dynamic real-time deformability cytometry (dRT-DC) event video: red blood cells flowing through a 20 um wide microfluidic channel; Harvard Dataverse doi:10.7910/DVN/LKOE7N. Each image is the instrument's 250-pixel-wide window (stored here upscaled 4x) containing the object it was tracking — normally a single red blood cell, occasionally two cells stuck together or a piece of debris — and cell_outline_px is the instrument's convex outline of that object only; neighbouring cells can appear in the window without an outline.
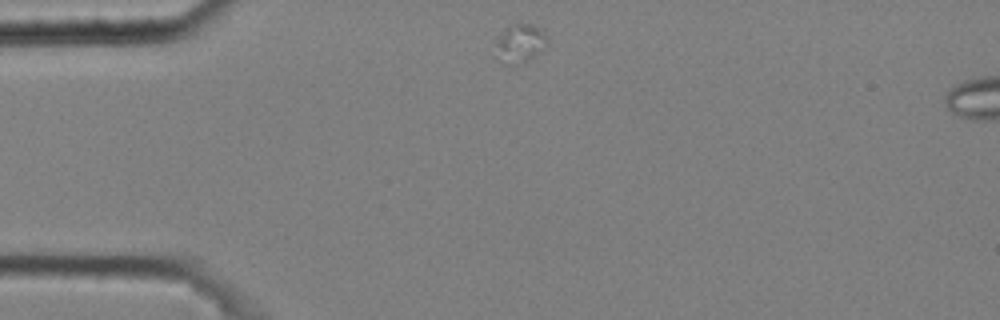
{"species": "common noctule bat (a hibernating species)", "species_latin": "Nyctalus noctula", "temperature_condition": "cold", "stored_images_in_passage": 5, "camera_frame_rate_fps": 3000, "um_per_image_px": 0.085, "animal": {"sex": "male", "body_mass_g": 20.4}, "frame": {"image": 1, "passage_image": 1, "time_ms": 0.0, "image_size_px": [1000, 320], "cell_outline_px": [[548, 44], [540, 52], [524, 64], [504, 64], [500, 60], [496, 44], [496, 40], [504, 28], [516, 24], [532, 24], [544, 32], [548, 36]], "centroid_in_image_um": [44.24, 3.7], "position_along_channel_um": 40.8, "area_um2": 11.62}}